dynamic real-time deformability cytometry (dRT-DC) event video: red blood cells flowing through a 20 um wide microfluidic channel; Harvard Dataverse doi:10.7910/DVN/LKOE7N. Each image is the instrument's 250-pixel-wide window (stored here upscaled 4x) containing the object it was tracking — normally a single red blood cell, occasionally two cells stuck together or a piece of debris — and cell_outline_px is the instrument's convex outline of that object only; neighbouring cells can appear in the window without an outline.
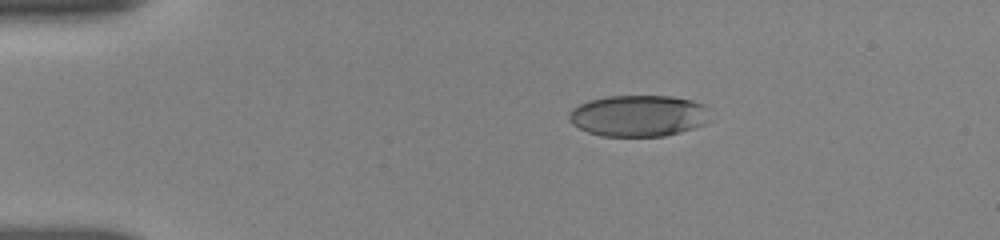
{"species": "human", "species_latin": "Homo sapiens", "temperature_condition": "room temperature", "stored_images_in_passage": 6, "camera_frame_rate_fps": 3000, "um_per_image_px": 0.085, "donor": {"sex": "female"}, "frame": {"image": 1, "passage_image": 1, "time_ms": 0.0, "image_size_px": [1000, 240], "cell_outline_px": [[712, 120], [704, 124], [680, 132], [664, 136], [600, 136], [588, 132], [572, 124], [568, 120], [568, 116], [572, 108], [588, 100], [608, 96], [672, 96], [692, 100], [704, 104], [708, 108]], "centroid_in_image_um": [54.3, 9.84], "position_along_channel_um": 30.7, "area_um2": 34.39}}
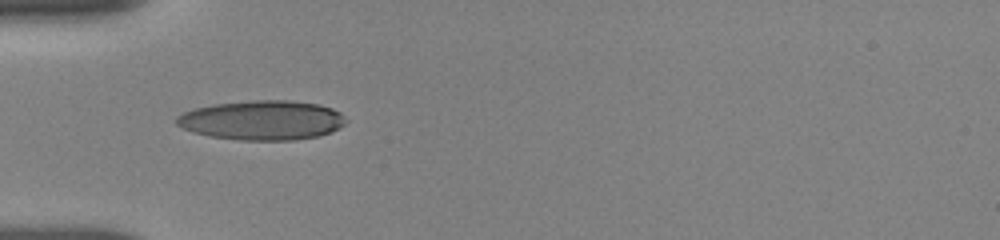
{"frame": {"image": 2, "passage_image": 5, "time_ms": 2.333, "image_size_px": [1000, 240], "cell_outline_px": [[348, 120], [340, 128], [332, 132], [320, 136], [292, 140], [240, 140], [208, 136], [192, 132], [176, 124], [176, 116], [184, 112], [196, 108], [216, 104], [252, 100], [288, 100], [320, 104], [332, 108], [340, 112]], "centroid_in_image_um": [22.32, 10.22], "position_along_channel_um": 62.7, "area_um2": 39.19}}